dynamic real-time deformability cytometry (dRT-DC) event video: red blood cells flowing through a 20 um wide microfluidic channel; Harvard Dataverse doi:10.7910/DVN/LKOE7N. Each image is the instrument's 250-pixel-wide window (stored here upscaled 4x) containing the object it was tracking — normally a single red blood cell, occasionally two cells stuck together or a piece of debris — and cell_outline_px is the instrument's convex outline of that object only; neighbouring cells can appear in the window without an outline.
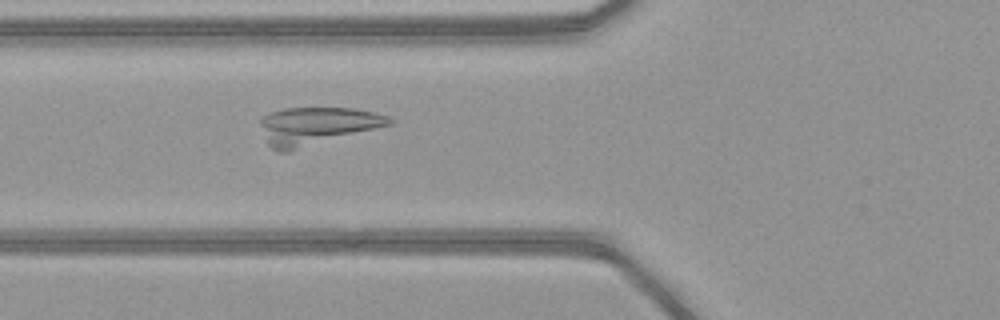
{"species": "common noctule bat (a hibernating species)", "species_latin": "Nyctalus noctula", "temperature_condition": "warm", "stored_images_in_passage": 50, "camera_frame_rate_fps": 3000, "um_per_image_px": 0.085, "animal": {"sex": "female", "body_mass_g": 21.9}, "frame": {"image": 1, "passage_image": 18, "time_ms": 5.667, "image_size_px": [1000, 320], "cell_outline_px": [[392, 124], [288, 152], [280, 152], [272, 148], [268, 144], [260, 124], [260, 120], [264, 116], [272, 112], [284, 108], [356, 108], [376, 112], [388, 116], [392, 120]], "centroid_in_image_um": [26.92, 10.7], "position_along_channel_um": 98.9, "area_um2": 28.21}}
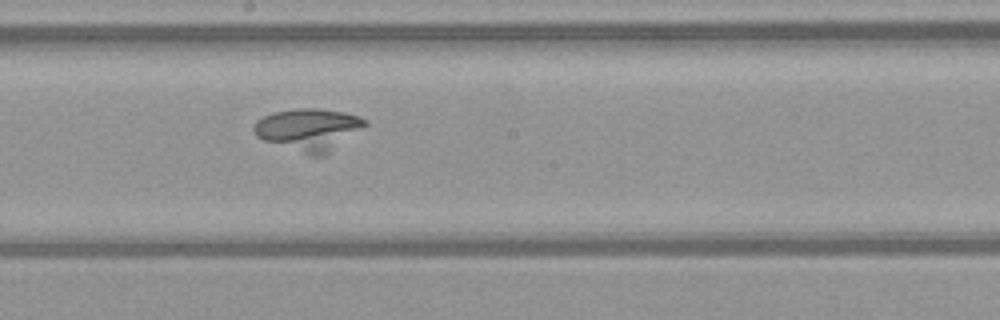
{"frame": {"image": 2, "passage_image": 27, "time_ms": 8.667, "image_size_px": [1000, 320], "cell_outline_px": [[368, 124], [328, 152], [320, 156], [312, 156], [264, 140], [256, 136], [252, 128], [256, 120], [272, 112], [300, 108], [320, 108], [344, 112], [360, 116], [368, 120]], "centroid_in_image_um": [26.22, 10.97], "position_along_channel_um": 222.0, "area_um2": 26.99}}
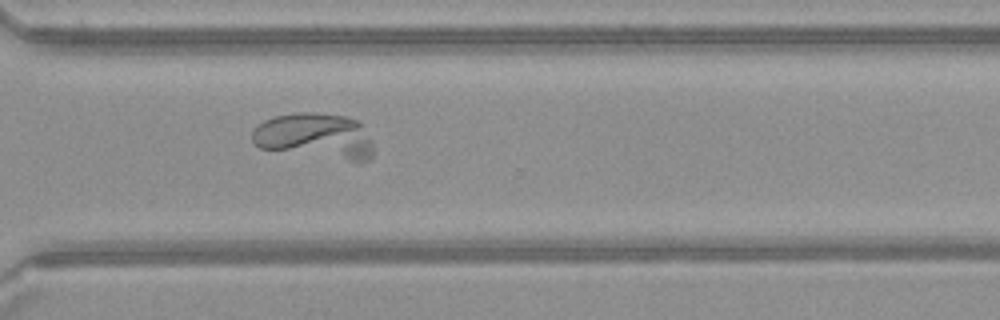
{"frame": {"image": 3, "passage_image": 36, "time_ms": 11.667, "image_size_px": [1000, 320], "cell_outline_px": [[372, 156], [368, 160], [348, 160], [260, 148], [252, 140], [252, 132], [256, 124], [264, 120], [276, 116], [296, 112], [316, 112], [344, 116], [356, 120], [360, 124], [372, 144]], "centroid_in_image_um": [26.72, 11.54], "position_along_channel_um": 343.9, "area_um2": 31.85}}